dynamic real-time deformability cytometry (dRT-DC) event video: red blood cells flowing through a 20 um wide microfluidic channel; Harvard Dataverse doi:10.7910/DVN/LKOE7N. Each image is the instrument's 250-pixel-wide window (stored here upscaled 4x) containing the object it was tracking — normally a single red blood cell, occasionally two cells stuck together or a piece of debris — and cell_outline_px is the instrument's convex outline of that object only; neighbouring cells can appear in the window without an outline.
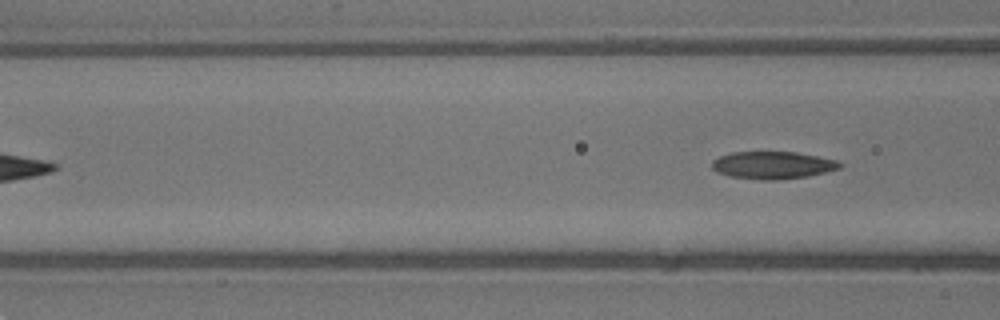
{"species": "common noctule bat (a hibernating species)", "species_latin": "Nyctalus noctula", "temperature_condition": "warm", "stored_images_in_passage": 3, "segment_of_instrument_passage": [2, 2], "camera_frame_rate_fps": 3000, "um_per_image_px": 0.085, "animal": {"sex": "male", "body_mass_g": 13.3}, "frame": {"image": 1, "passage_image": 3, "time_ms": 0.667, "image_size_px": [1000, 320], "cell_outline_px": [[844, 164], [840, 168], [808, 176], [776, 180], [760, 180], [728, 176], [716, 172], [712, 168], [712, 160], [720, 156], [732, 152], [796, 152], [836, 160]], "centroid_in_image_um": [65.65, 14.04], "position_along_channel_um": 100.9, "area_um2": 20.46}}